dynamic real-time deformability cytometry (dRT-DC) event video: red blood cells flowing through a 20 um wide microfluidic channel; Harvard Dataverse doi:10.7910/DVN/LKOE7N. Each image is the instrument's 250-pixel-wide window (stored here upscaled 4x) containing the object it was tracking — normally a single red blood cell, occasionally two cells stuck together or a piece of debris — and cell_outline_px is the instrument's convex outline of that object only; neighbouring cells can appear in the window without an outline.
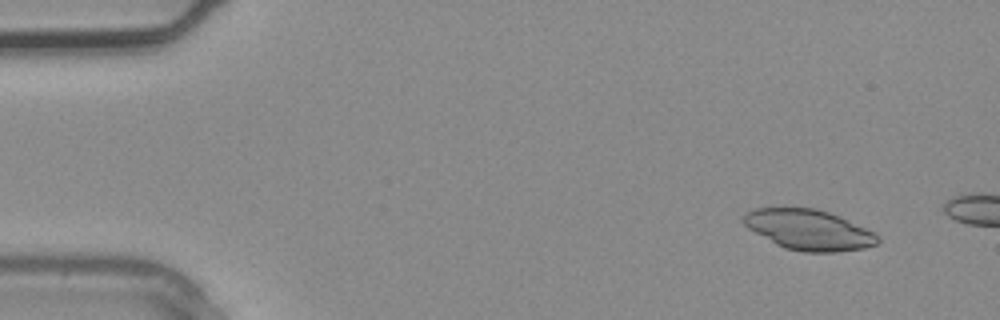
{"species": "common noctule bat (a hibernating species)", "species_latin": "Nyctalus noctula", "temperature_condition": "warm", "stored_images_in_passage": 2, "camera_frame_rate_fps": 3000, "um_per_image_px": 0.085, "animal": {"sex": "male", "body_mass_g": 20.4}, "frame": {"image": 1, "passage_image": 1, "time_ms": 0.0, "image_size_px": [1000, 320], "cell_outline_px": [[880, 240], [876, 244], [864, 248], [836, 252], [804, 252], [784, 248], [776, 244], [748, 228], [740, 220], [744, 212], [756, 208], [816, 208], [840, 216], [880, 236]], "centroid_in_image_um": [68.71, 19.53], "position_along_channel_um": 16.3, "area_um2": 31.5}}